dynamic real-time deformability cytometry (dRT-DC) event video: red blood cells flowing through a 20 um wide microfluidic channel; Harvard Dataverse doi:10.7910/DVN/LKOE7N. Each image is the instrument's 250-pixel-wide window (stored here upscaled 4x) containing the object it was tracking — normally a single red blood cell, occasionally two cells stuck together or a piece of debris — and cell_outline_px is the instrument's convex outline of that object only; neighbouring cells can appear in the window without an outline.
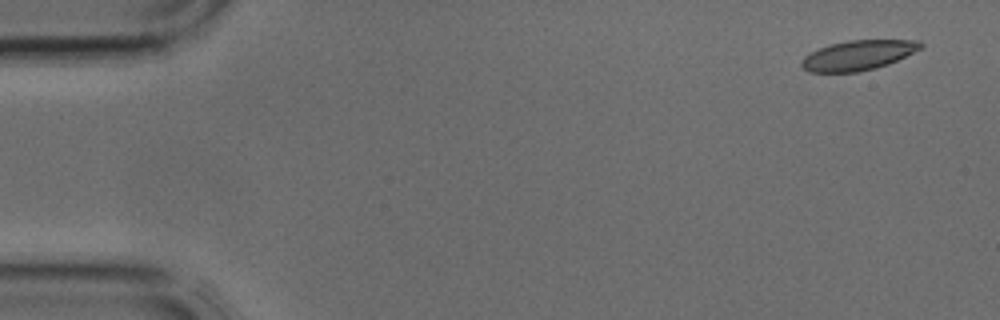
{"species": "common noctule bat (a hibernating species)", "species_latin": "Nyctalus noctula", "temperature_condition": "cold", "stored_images_in_passage": 3, "camera_frame_rate_fps": 3000, "um_per_image_px": 0.085, "animal": {"sex": "male", "body_mass_g": 17.9, "forearm_length_mm": 54.2}, "frame": {"image": 1, "passage_image": 1, "time_ms": 0.0, "image_size_px": [1000, 320], "cell_outline_px": [[924, 48], [888, 64], [876, 68], [860, 72], [808, 72], [800, 64], [804, 56], [820, 48], [832, 44], [848, 40], [920, 40], [924, 44]], "centroid_in_image_um": [72.99, 4.7], "position_along_channel_um": 12.0, "area_um2": 20.75}}